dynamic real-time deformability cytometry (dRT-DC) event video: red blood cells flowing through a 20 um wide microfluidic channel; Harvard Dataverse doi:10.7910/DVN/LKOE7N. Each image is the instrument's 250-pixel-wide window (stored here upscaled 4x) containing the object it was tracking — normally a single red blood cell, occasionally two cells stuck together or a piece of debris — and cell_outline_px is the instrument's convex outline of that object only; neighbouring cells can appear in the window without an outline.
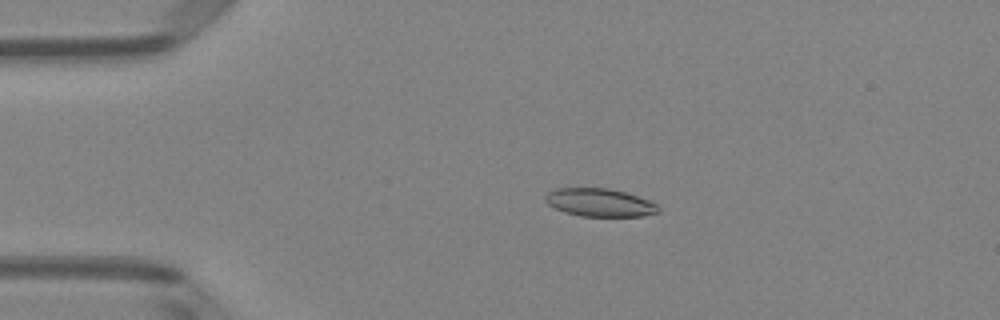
{"species": "Egyptian fruit bat (a non-hibernating species)", "species_latin": "Rousettus aegyptiacus", "temperature_condition": "room temperature", "stored_images_in_passage": 50, "camera_frame_rate_fps": 3000, "um_per_image_px": 0.085, "animal": {"sex": "female"}, "frame": {"image": 1, "passage_image": 10, "time_ms": 3.0, "image_size_px": [1000, 320], "cell_outline_px": [[660, 212], [644, 216], [580, 216], [564, 212], [548, 204], [544, 200], [544, 196], [548, 192], [556, 188], [608, 188], [624, 192], [648, 200], [656, 204], [660, 208]], "centroid_in_image_um": [50.96, 17.22], "position_along_channel_um": 34.0, "area_um2": 18.44}}
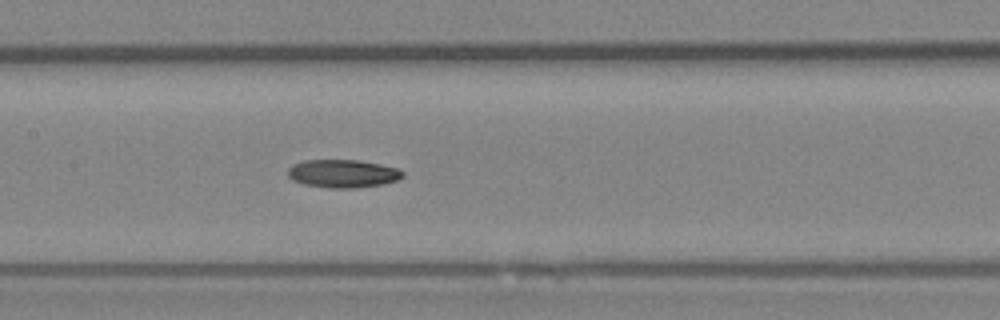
{"frame": {"image": 2, "passage_image": 24, "time_ms": 7.667, "image_size_px": [1000, 320], "cell_outline_px": [[404, 176], [396, 180], [384, 184], [352, 188], [332, 188], [304, 184], [292, 180], [288, 176], [288, 168], [292, 164], [304, 160], [360, 160], [400, 168], [404, 172]], "centroid_in_image_um": [29.15, 14.74], "position_along_channel_um": 178.2, "area_um2": 18.9}}
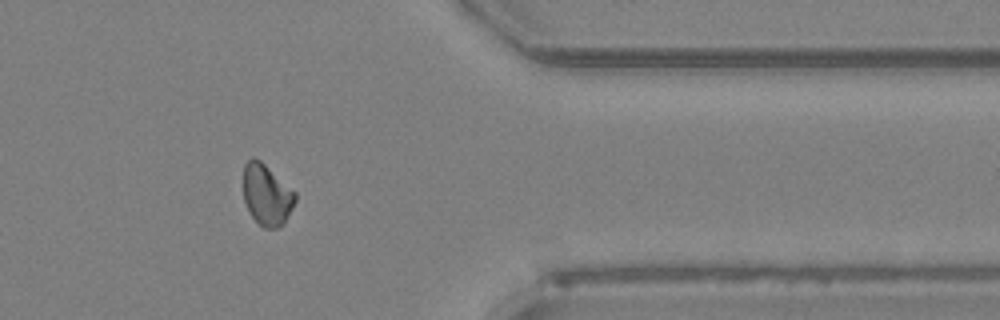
{"frame": {"image": 3, "passage_image": 41, "time_ms": 13.333, "image_size_px": [1000, 320], "cell_outline_px": [[296, 200], [292, 208], [284, 220], [276, 228], [264, 228], [248, 212], [244, 200], [244, 164], [252, 156], [260, 160], [296, 192]], "centroid_in_image_um": [22.65, 16.53], "position_along_channel_um": 388.7, "area_um2": 18.21}, "authors_computed_cell_mechanics": {"area_um2": 18.4671, "velocity_mm_per_s": 4.0206, "shape_relaxation_time_tau1_ms": null, "shape_relaxation_time_tau2_ms": 7.1924, "deformation_change_tau1": null, "deformation_change_tau2": 0.1548}}